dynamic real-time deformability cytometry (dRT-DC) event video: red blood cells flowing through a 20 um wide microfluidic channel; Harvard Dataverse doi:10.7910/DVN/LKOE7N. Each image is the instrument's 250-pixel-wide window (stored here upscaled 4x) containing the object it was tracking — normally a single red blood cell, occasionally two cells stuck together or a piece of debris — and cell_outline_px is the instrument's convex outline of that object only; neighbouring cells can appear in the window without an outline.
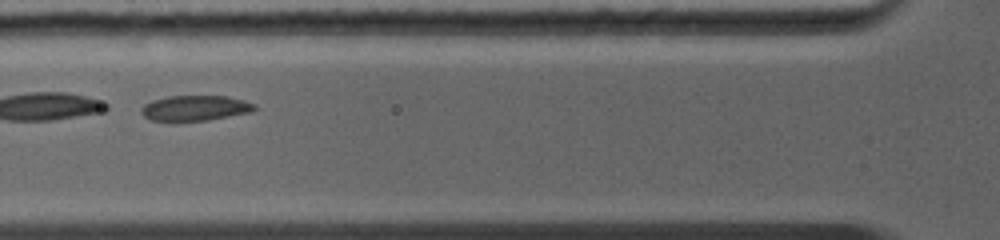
{"species": "common noctule bat (a hibernating species)", "species_latin": "Nyctalus noctula", "temperature_condition": "warm", "stored_images_in_passage": 10, "camera_frame_rate_fps": 5000, "um_per_image_px": 0.085, "animal": {"sex": "female", "body_mass_g": 19.0, "forearm_length_mm": 56.7}, "frame": {"image": 1, "passage_image": 2, "time_ms": 1.0, "image_size_px": [1000, 240], "cell_outline_px": [[256, 108], [252, 112], [208, 120], [152, 120], [144, 116], [140, 112], [140, 108], [144, 104], [152, 100], [168, 96], [224, 96], [244, 100], [256, 104]], "centroid_in_image_um": [16.59, 9.17], "position_along_channel_um": 109.2, "area_um2": 16.59}}